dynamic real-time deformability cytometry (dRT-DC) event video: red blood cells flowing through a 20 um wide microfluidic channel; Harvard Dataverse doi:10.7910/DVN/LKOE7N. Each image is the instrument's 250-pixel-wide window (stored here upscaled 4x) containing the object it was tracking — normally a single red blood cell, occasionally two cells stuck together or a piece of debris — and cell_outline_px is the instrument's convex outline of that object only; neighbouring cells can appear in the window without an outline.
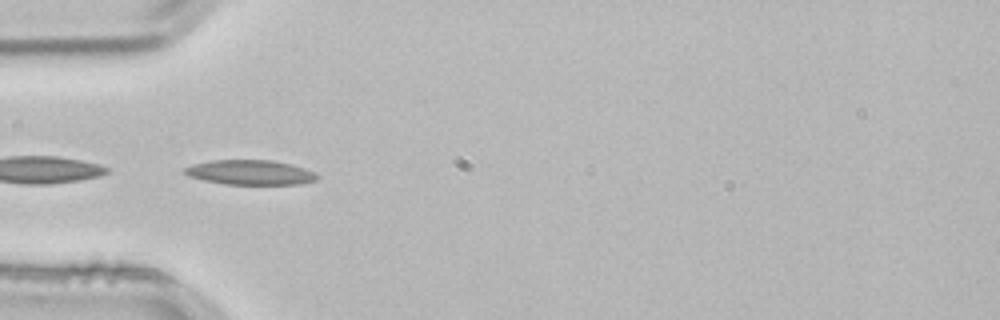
{"species": "common noctule bat (a hibernating species)", "species_latin": "Nyctalus noctula", "temperature_condition": "room temperature", "stored_images_in_passage": 7, "camera_frame_rate_fps": 3000, "um_per_image_px": 0.085, "animal": {"sex": "male", "body_mass_g": 21.5, "forearm_length_mm": 52.0}, "frame": {"image": 1, "passage_image": 4, "time_ms": 1.0, "image_size_px": [1000, 320], "cell_outline_px": [[320, 176], [316, 180], [300, 184], [224, 184], [204, 180], [188, 176], [184, 172], [184, 168], [192, 164], [212, 160], [272, 160], [292, 164], [304, 168]], "centroid_in_image_um": [21.26, 14.65], "position_along_channel_um": 63.7, "area_um2": 19.07}}